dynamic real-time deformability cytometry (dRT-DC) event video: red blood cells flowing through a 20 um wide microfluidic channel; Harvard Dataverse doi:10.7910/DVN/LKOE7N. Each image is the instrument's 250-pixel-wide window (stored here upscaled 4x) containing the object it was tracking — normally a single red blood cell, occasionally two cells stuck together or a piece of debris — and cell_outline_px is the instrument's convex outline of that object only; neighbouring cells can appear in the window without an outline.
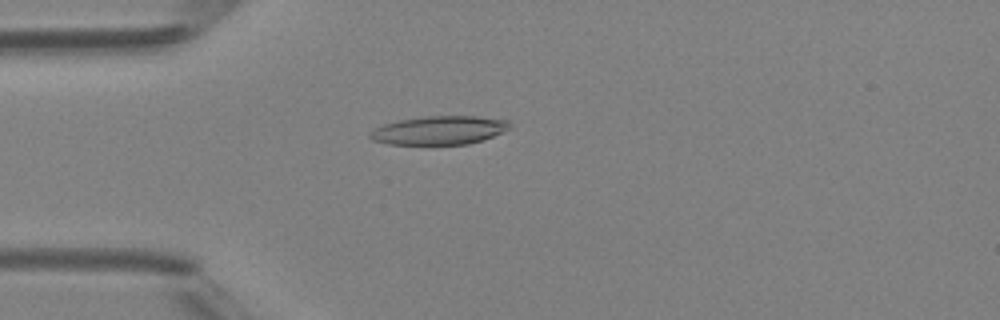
{"species": "Egyptian fruit bat (a non-hibernating species)", "species_latin": "Rousettus aegyptiacus", "temperature_condition": "room temperature", "stored_images_in_passage": 5, "camera_frame_rate_fps": 3000, "um_per_image_px": 0.085, "animal": {"sex": "female"}, "frame": {"image": 1, "passage_image": 4, "time_ms": 3.667, "image_size_px": [1000, 320], "cell_outline_px": [[508, 128], [484, 140], [468, 144], [388, 144], [372, 140], [368, 136], [368, 132], [384, 124], [400, 120], [424, 116], [476, 116], [508, 120]], "centroid_in_image_um": [37.28, 11.07], "position_along_channel_um": 47.7, "area_um2": 23.06}}